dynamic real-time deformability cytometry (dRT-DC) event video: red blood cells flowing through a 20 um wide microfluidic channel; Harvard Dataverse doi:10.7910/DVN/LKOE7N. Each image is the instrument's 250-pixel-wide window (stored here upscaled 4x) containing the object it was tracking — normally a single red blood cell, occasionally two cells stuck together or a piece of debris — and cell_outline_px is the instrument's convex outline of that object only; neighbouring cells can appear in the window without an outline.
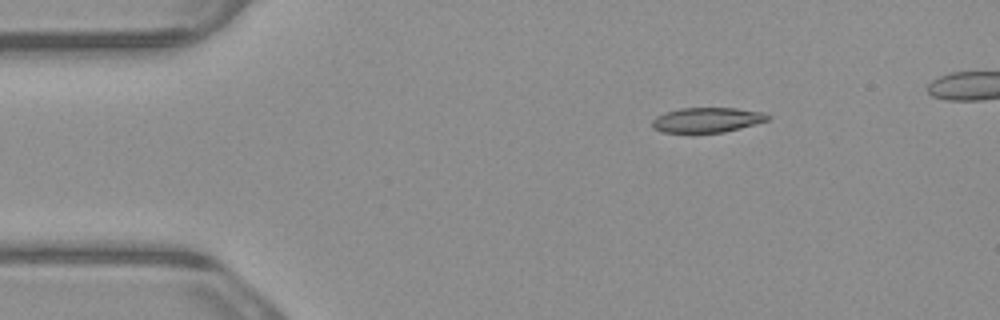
{"species": "common noctule bat (a hibernating species)", "species_latin": "Nyctalus noctula", "temperature_condition": "warm", "stored_images_in_passage": 5, "camera_frame_rate_fps": 3000, "um_per_image_px": 0.085, "animal": {"sex": "male", "body_mass_g": 23.1, "forearm_length_mm": 52.7}, "frame": {"image": 1, "passage_image": 2, "time_ms": 0.333, "image_size_px": [1000, 320], "cell_outline_px": [[772, 116], [768, 120], [756, 124], [724, 132], [692, 136], [660, 132], [652, 128], [652, 120], [656, 116], [664, 112], [680, 108], [736, 108], [764, 112]], "centroid_in_image_um": [60.03, 10.24], "position_along_channel_um": 25.0, "area_um2": 17.8}}